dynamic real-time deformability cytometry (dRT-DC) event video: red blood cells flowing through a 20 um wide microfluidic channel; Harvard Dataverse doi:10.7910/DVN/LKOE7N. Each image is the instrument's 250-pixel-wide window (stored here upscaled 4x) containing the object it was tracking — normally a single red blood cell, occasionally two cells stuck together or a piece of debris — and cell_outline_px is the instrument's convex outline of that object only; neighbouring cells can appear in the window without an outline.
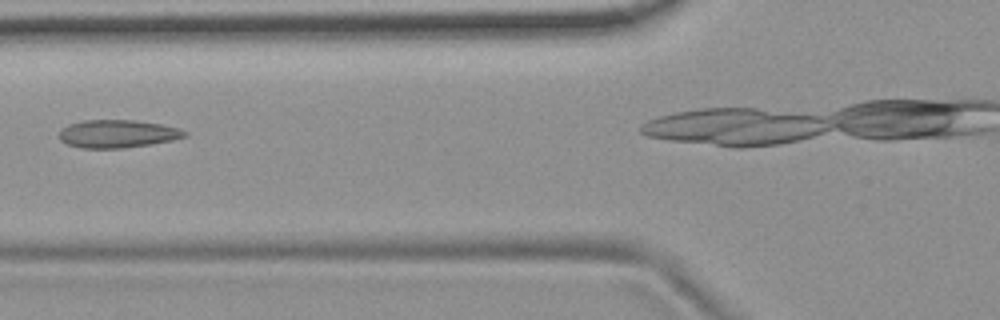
{"species": "common noctule bat (a hibernating species)", "species_latin": "Nyctalus noctula", "temperature_condition": "room temperature", "stored_images_in_passage": 5, "segment_of_instrument_passage": [1, 2], "camera_frame_rate_fps": 3000, "um_per_image_px": 0.085, "animal": {"sex": "female", "body_mass_g": 19.9}, "frame": {"image": 1, "passage_image": 4, "time_ms": 1.0, "image_size_px": [1000, 320], "cell_outline_px": [[188, 136], [172, 140], [152, 144], [124, 148], [80, 148], [68, 144], [60, 140], [60, 132], [68, 124], [84, 120], [136, 120], [160, 124], [180, 128], [188, 132]], "centroid_in_image_um": [10.03, 11.37], "position_along_channel_um": 115.8, "area_um2": 20.46}}